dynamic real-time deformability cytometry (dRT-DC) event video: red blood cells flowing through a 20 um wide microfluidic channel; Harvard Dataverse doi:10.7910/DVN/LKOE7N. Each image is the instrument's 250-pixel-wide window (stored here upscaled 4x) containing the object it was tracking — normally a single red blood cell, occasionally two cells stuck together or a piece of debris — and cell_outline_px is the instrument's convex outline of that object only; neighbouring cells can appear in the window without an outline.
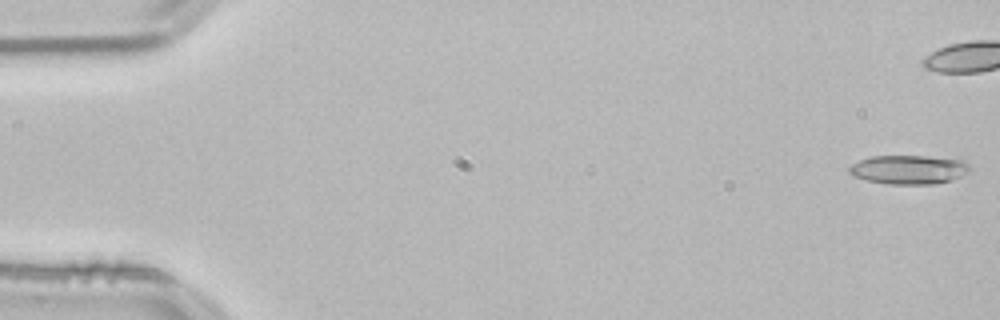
{"species": "common noctule bat (a hibernating species)", "species_latin": "Nyctalus noctula", "temperature_condition": "room temperature", "stored_images_in_passage": 9, "camera_frame_rate_fps": 3000, "um_per_image_px": 0.085, "animal": {"sex": "male", "body_mass_g": 21.5, "forearm_length_mm": 52.0}, "frame": {"image": 1, "passage_image": 1, "time_ms": 0.0, "image_size_px": [1000, 320], "cell_outline_px": [[968, 172], [960, 176], [936, 184], [888, 184], [868, 180], [852, 176], [848, 172], [848, 168], [852, 164], [860, 160], [872, 156], [924, 156], [964, 160], [968, 164]], "centroid_in_image_um": [77.2, 14.41], "position_along_channel_um": 7.8, "area_um2": 20.17}}